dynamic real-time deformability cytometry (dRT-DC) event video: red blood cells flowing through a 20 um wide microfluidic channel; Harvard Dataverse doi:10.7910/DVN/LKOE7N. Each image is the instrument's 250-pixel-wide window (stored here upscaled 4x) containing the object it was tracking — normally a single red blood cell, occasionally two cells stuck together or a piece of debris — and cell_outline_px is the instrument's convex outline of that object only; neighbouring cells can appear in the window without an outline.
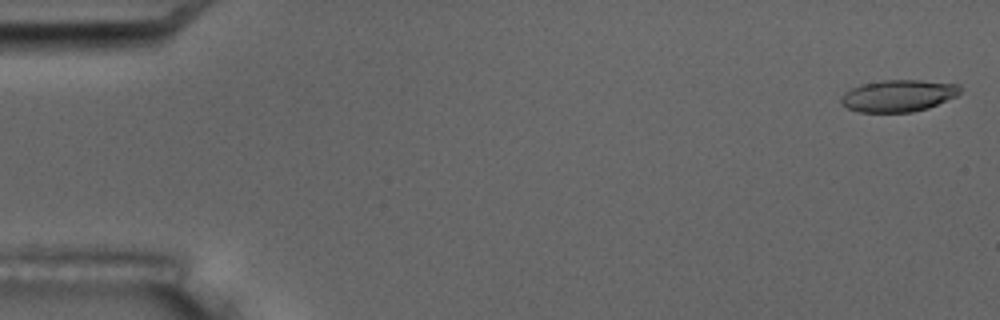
{"species": "common noctule bat (a hibernating species)", "species_latin": "Nyctalus noctula", "temperature_condition": "room temperature", "stored_images_in_passage": 5, "camera_frame_rate_fps": 3000, "um_per_image_px": 0.085, "animal": {"sex": "male", "body_mass_g": 17.5, "forearm_length_mm": 52.3}, "frame": {"image": 1, "passage_image": 1, "time_ms": 0.0, "image_size_px": [1000, 320], "cell_outline_px": [[960, 92], [956, 96], [928, 108], [912, 112], [860, 112], [848, 108], [840, 104], [840, 96], [844, 92], [860, 84], [880, 80], [920, 80], [960, 84]], "centroid_in_image_um": [76.32, 8.13], "position_along_channel_um": 8.7, "area_um2": 22.25}}